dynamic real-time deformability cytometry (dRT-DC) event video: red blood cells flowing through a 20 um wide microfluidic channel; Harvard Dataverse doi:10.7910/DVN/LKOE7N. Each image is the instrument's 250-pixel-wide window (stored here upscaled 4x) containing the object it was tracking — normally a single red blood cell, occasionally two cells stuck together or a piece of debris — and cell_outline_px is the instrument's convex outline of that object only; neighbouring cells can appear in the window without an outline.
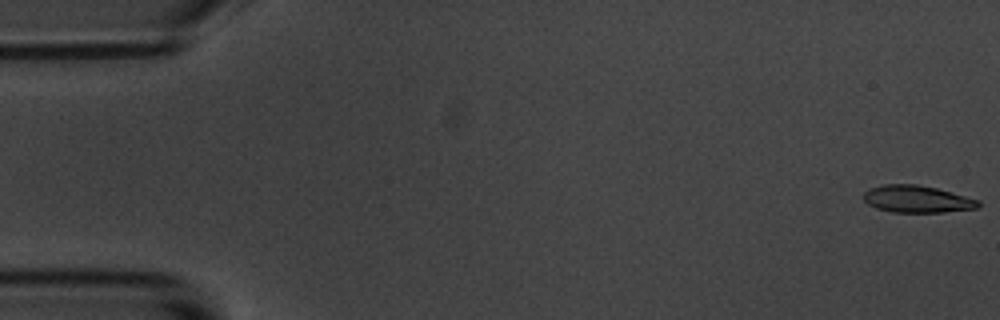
{"species": "common noctule bat (a hibernating species)", "species_latin": "Nyctalus noctula", "temperature_condition": "room temperature", "stored_images_in_passage": 5, "camera_frame_rate_fps": 3000, "um_per_image_px": 0.085, "animal": {"sex": "male", "body_mass_g": 20.1, "forearm_length_mm": 53.5}, "frame": {"image": 1, "passage_image": 1, "time_ms": 0.0, "image_size_px": [1000, 320], "cell_outline_px": [[980, 204], [976, 208], [944, 212], [892, 212], [876, 208], [868, 204], [864, 200], [864, 192], [868, 188], [884, 184], [916, 184], [936, 188], [980, 200]], "centroid_in_image_um": [77.92, 16.92], "position_along_channel_um": 7.1, "area_um2": 18.09}}
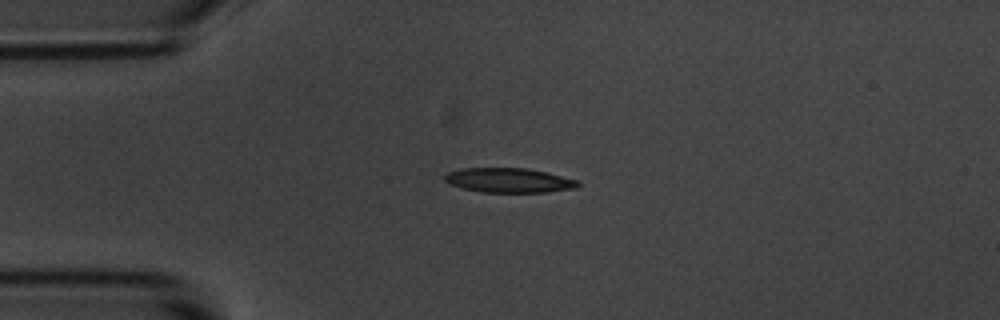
{"frame": {"image": 2, "passage_image": 4, "time_ms": 4.333, "image_size_px": [1000, 320], "cell_outline_px": [[580, 184], [576, 188], [548, 192], [484, 192], [464, 188], [452, 184], [444, 180], [444, 176], [448, 172], [464, 168], [528, 168], [580, 180]], "centroid_in_image_um": [43.32, 15.32], "position_along_channel_um": 41.7, "area_um2": 18.96}}